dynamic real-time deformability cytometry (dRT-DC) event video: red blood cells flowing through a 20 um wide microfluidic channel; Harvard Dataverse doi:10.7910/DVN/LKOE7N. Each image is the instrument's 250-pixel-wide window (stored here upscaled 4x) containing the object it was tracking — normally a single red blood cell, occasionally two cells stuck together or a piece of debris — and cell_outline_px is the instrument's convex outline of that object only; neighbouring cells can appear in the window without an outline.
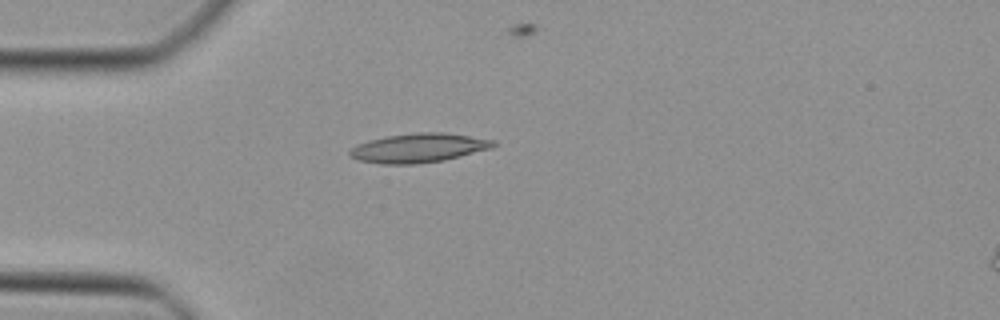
{"species": "Egyptian fruit bat (a non-hibernating species)", "species_latin": "Rousettus aegyptiacus", "temperature_condition": "cold", "stored_images_in_passage": 30, "camera_frame_rate_fps": 3000, "um_per_image_px": 0.085, "animal": {"sex": "female"}, "frame": {"image": 1, "passage_image": 1, "time_ms": 0.0, "image_size_px": [1000, 320], "cell_outline_px": [[500, 144], [492, 148], [444, 160], [416, 164], [380, 164], [360, 160], [352, 156], [348, 152], [356, 144], [368, 140], [388, 136], [416, 132], [444, 132], [496, 140]], "centroid_in_image_um": [35.63, 12.57], "position_along_channel_um": 49.4, "area_um2": 24.45}}
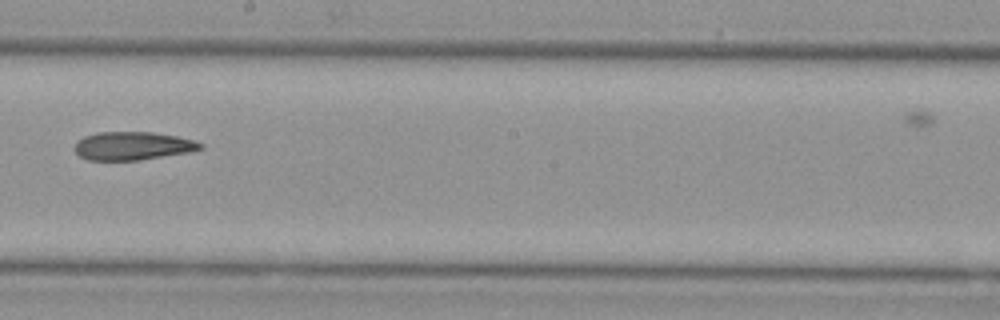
{"frame": {"image": 2, "passage_image": 15, "time_ms": 4.667, "image_size_px": [1000, 320], "cell_outline_px": [[204, 148], [188, 152], [140, 160], [88, 160], [80, 156], [72, 148], [84, 136], [96, 132], [152, 132], [176, 136], [192, 140], [204, 144]], "centroid_in_image_um": [11.26, 12.4], "position_along_channel_um": 236.9, "area_um2": 20.63}}
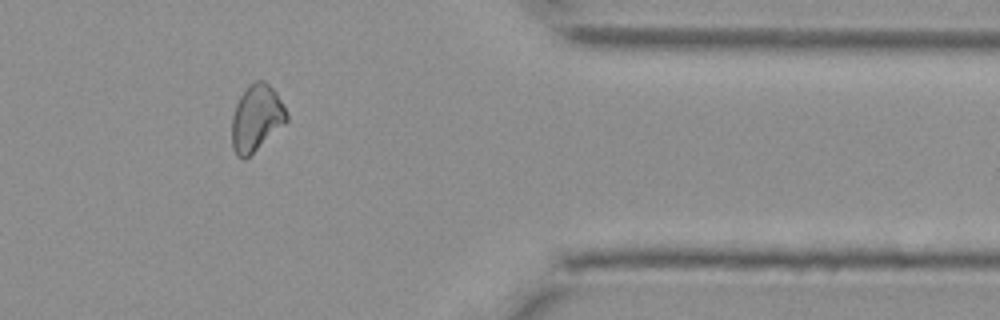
{"frame": {"image": 3, "passage_image": 27, "time_ms": 8.667, "image_size_px": [1000, 320], "cell_outline_px": [[288, 120], [284, 124], [244, 160], [236, 156], [232, 148], [232, 116], [236, 104], [240, 96], [248, 84], [256, 80], [264, 80], [276, 92], [288, 116]], "centroid_in_image_um": [21.76, 10.02], "position_along_channel_um": 389.6, "area_um2": 20.98}}